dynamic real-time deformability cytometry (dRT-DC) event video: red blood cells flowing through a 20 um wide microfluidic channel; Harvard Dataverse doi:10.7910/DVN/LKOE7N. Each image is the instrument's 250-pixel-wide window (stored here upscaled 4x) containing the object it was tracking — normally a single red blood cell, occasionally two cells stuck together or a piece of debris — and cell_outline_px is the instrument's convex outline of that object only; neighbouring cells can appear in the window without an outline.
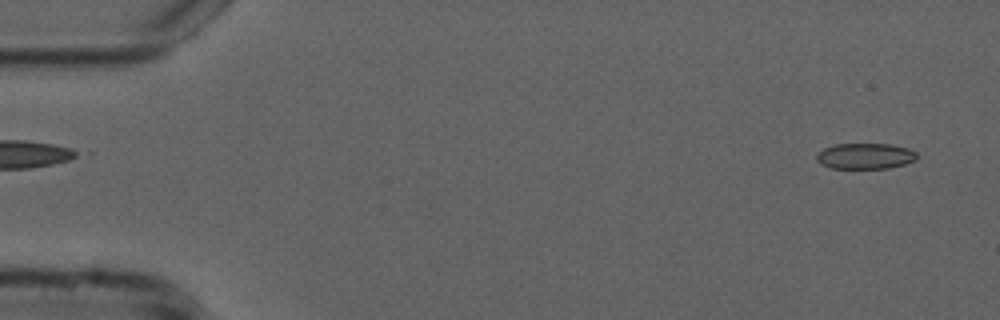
{"species": "common noctule bat (a hibernating species)", "species_latin": "Nyctalus noctula", "temperature_condition": "cold", "stored_images_in_passage": 16, "camera_frame_rate_fps": 3000, "um_per_image_px": 0.085, "animal": {"sex": "male", "forearm_length_mm": 52.5}, "frame": {"image": 1, "passage_image": 2, "time_ms": 0.333, "image_size_px": [1000, 320], "cell_outline_px": [[916, 160], [904, 164], [888, 168], [828, 168], [820, 164], [816, 160], [816, 152], [824, 148], [836, 144], [892, 144], [908, 148], [916, 152]], "centroid_in_image_um": [73.5, 13.26], "position_along_channel_um": 11.5, "area_um2": 15.2}}